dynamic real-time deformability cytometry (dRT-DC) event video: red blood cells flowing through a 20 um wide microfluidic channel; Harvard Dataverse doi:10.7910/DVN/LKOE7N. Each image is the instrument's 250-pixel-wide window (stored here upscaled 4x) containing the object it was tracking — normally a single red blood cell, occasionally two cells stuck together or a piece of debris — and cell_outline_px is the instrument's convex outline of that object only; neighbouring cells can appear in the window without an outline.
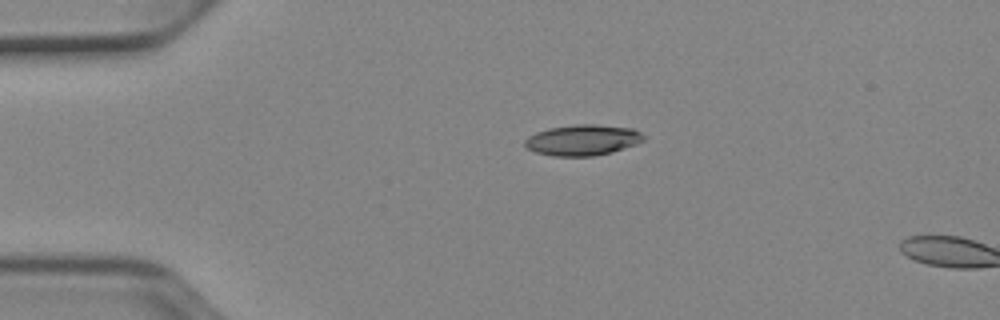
{"species": "Egyptian fruit bat (a non-hibernating species)", "species_latin": "Rousettus aegyptiacus", "temperature_condition": "cold", "stored_images_in_passage": 3, "camera_frame_rate_fps": 3000, "um_per_image_px": 0.085, "animal": {"sex": "female"}, "frame": {"image": 1, "passage_image": 1, "time_ms": 0.0, "image_size_px": [1000, 320], "cell_outline_px": [[644, 140], [636, 144], [612, 152], [592, 156], [552, 156], [536, 152], [528, 148], [524, 144], [524, 140], [528, 136], [536, 132], [548, 128], [576, 124], [596, 124], [632, 128], [640, 132], [644, 136]], "centroid_in_image_um": [49.51, 11.9], "position_along_channel_um": 35.5, "area_um2": 21.33}}